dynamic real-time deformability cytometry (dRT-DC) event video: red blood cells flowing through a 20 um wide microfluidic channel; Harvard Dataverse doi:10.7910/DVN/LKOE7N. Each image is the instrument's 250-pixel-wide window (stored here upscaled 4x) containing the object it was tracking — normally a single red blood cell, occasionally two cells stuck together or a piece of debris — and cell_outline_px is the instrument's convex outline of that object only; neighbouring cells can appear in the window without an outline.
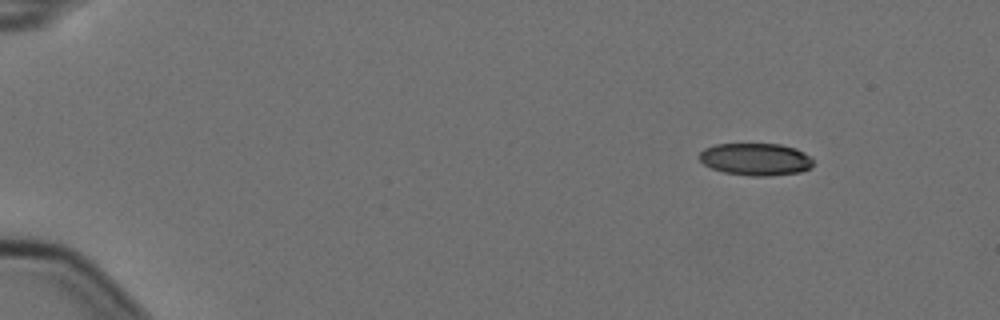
{"species": "Egyptian fruit bat (a non-hibernating species)", "species_latin": "Rousettus aegyptiacus", "temperature_condition": "cold", "stored_images_in_passage": 5, "camera_frame_rate_fps": 3000, "um_per_image_px": 0.085, "animal": {"sex": "female"}, "frame": {"image": 1, "passage_image": 2, "time_ms": 0.333, "image_size_px": [1000, 320], "cell_outline_px": [[812, 164], [808, 168], [800, 172], [768, 176], [752, 176], [724, 172], [712, 168], [704, 164], [696, 156], [704, 148], [716, 144], [780, 144], [796, 148], [804, 152], [812, 160]], "centroid_in_image_um": [64.19, 13.53], "position_along_channel_um": 20.8, "area_um2": 21.39}}
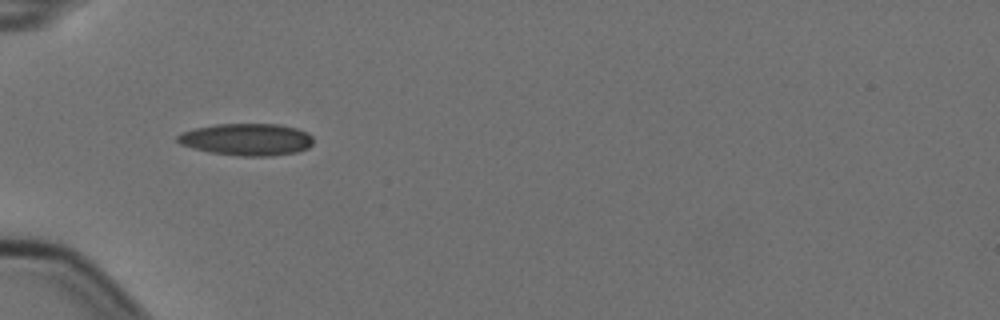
{"frame": {"image": 2, "passage_image": 5, "time_ms": 1.333, "image_size_px": [1000, 320], "cell_outline_px": [[312, 144], [308, 148], [296, 152], [272, 156], [240, 156], [208, 152], [192, 148], [180, 144], [176, 140], [176, 136], [184, 132], [196, 128], [216, 124], [280, 124], [296, 128], [308, 132], [312, 136]], "centroid_in_image_um": [20.98, 11.86], "position_along_channel_um": 64.0, "area_um2": 25.43}}